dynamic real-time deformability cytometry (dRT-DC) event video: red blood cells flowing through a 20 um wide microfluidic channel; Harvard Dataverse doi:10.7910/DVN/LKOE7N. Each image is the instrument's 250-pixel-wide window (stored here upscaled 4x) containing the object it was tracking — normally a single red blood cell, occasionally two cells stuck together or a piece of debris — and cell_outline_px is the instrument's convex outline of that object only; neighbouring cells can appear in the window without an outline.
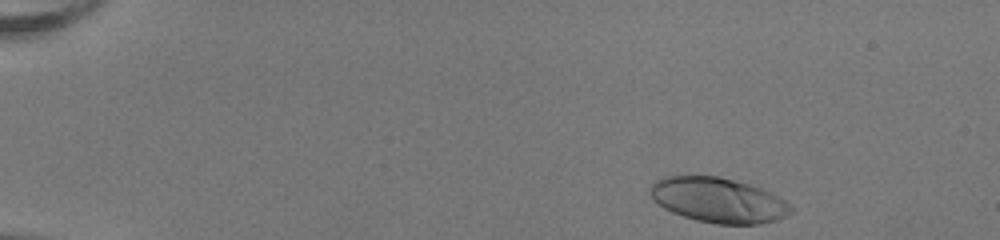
{"species": "human", "species_latin": "Homo sapiens", "temperature_condition": "room temperature", "stored_images_in_passage": 40, "camera_frame_rate_fps": 3000, "um_per_image_px": 0.085, "donor": {"sex": "female"}, "frame": {"image": 1, "passage_image": 1, "time_ms": 0.0, "image_size_px": [1000, 240], "cell_outline_px": [[792, 212], [776, 220], [760, 224], [716, 224], [696, 220], [672, 212], [664, 208], [652, 200], [648, 192], [648, 188], [656, 180], [664, 176], [688, 172], [720, 176], [748, 184], [760, 188], [792, 204]], "centroid_in_image_um": [60.96, 16.96], "position_along_channel_um": 24.0, "area_um2": 37.69}}
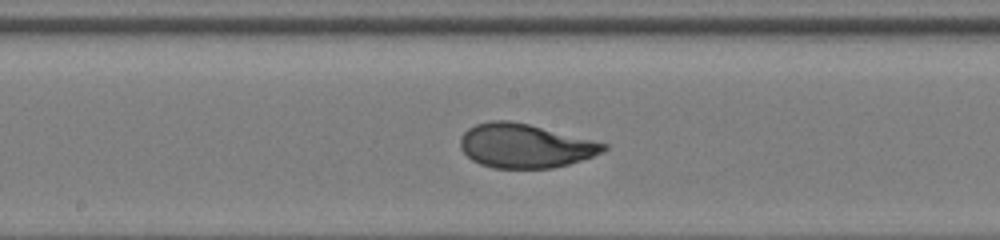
{"frame": {"image": 2, "passage_image": 23, "time_ms": 7.333, "image_size_px": [1000, 240], "cell_outline_px": [[608, 148], [604, 152], [568, 164], [552, 168], [492, 168], [480, 164], [472, 160], [460, 148], [460, 136], [468, 128], [476, 124], [492, 120], [508, 120], [528, 124], [608, 144]], "centroid_in_image_um": [44.6, 12.4], "position_along_channel_um": 203.6, "area_um2": 36.59}}
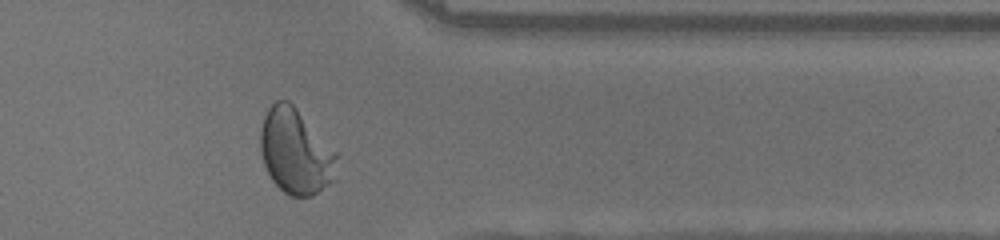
{"frame": {"image": 3, "passage_image": 37, "time_ms": 12.0, "image_size_px": [1000, 240], "cell_outline_px": [[340, 152], [336, 180], [312, 196], [288, 196], [272, 180], [264, 164], [260, 148], [260, 128], [264, 116], [268, 108], [276, 100], [288, 100]], "centroid_in_image_um": [25.19, 12.89], "position_along_channel_um": 386.2, "area_um2": 38.78}, "authors_computed_cell_mechanics": {"area_um2": 36.7319, "velocity_mm_per_s": 4.0282, "shape_relaxation_time_tau1_ms": 4.6212, "shape_relaxation_time_tau2_ms": null, "deformation_change_tau1": 0.2255, "deformation_change_tau2": null}}